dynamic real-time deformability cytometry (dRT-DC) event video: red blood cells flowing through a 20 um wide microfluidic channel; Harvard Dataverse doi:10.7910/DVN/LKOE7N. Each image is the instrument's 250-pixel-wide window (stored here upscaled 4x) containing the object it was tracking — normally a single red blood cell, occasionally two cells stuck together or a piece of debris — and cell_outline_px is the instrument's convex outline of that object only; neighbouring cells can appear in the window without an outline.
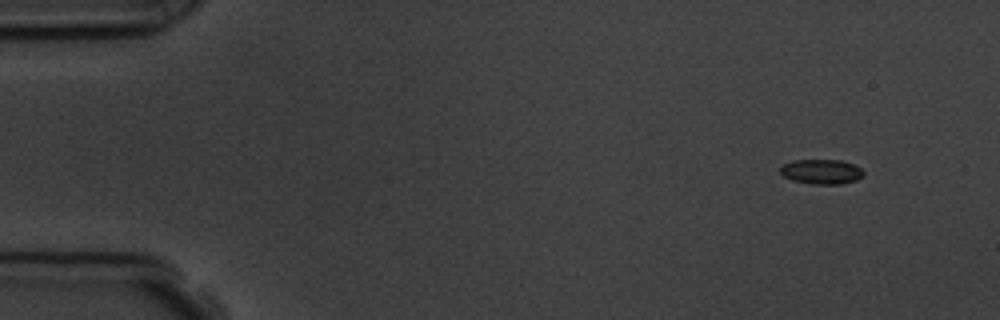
{"species": "common noctule bat (a hibernating species)", "species_latin": "Nyctalus noctula", "temperature_condition": "room temperature", "stored_images_in_passage": 4, "camera_frame_rate_fps": 3000, "um_per_image_px": 0.085, "animal": {"sex": "male", "body_mass_g": 19.5, "forearm_length_mm": 54.6}, "frame": {"image": 1, "passage_image": 1, "time_ms": 0.0, "image_size_px": [1000, 320], "cell_outline_px": [[864, 176], [856, 180], [840, 184], [812, 184], [792, 180], [784, 176], [780, 172], [780, 168], [784, 164], [792, 160], [844, 160], [860, 168], [864, 172]], "centroid_in_image_um": [69.83, 14.59], "position_along_channel_um": 15.2, "area_um2": 12.02}}